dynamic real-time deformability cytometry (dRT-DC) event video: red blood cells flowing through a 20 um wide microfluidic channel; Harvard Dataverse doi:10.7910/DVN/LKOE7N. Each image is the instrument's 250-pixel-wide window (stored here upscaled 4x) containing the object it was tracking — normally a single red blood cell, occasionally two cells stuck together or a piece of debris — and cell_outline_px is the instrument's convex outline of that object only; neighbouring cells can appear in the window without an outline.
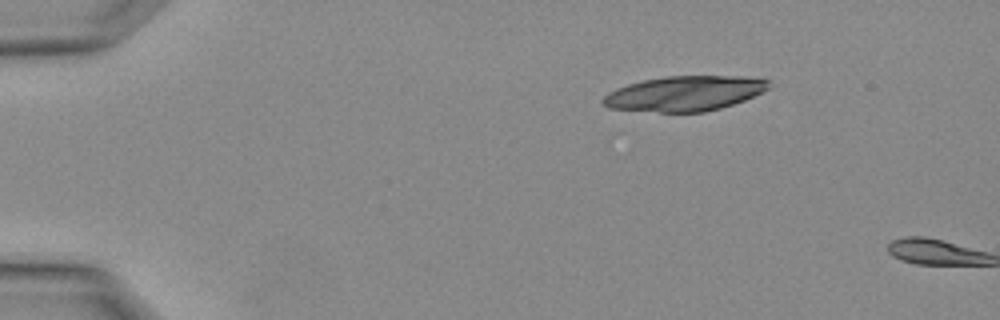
{"species": "Egyptian fruit bat (a non-hibernating species)", "species_latin": "Rousettus aegyptiacus", "temperature_condition": "warm", "stored_images_in_passage": 4, "segment_of_instrument_passage": [1, 2], "camera_frame_rate_fps": 3000, "um_per_image_px": 0.085, "animal": {"sex": "female"}, "frame": {"image": 1, "passage_image": 1, "time_ms": 0.0, "image_size_px": [1000, 320], "cell_outline_px": [[768, 88], [744, 100], [720, 108], [704, 112], [660, 112], [608, 108], [600, 100], [608, 92], [616, 88], [628, 84], [644, 80], [668, 76], [740, 76], [768, 80]], "centroid_in_image_um": [58.13, 7.95], "position_along_channel_um": 26.9, "area_um2": 33.47}}